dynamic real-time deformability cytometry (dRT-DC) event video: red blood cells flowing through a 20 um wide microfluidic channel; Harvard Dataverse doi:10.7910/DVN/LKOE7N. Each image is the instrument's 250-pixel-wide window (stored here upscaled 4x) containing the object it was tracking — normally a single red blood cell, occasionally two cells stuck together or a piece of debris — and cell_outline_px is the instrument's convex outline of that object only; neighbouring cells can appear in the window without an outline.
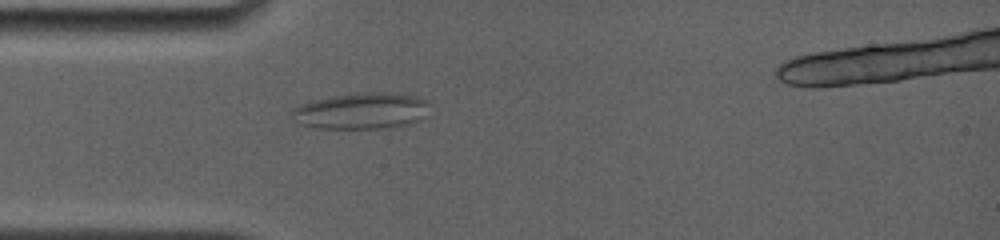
{"species": "common noctule bat (a hibernating species)", "species_latin": "Nyctalus noctula", "temperature_condition": "room temperature", "stored_images_in_passage": 2, "camera_frame_rate_fps": 4000, "um_per_image_px": 0.085, "animal": {"sex": "female", "body_mass_g": 19.0, "forearm_length_mm": 56.7}, "frame": {"image": 1, "passage_image": 1, "time_ms": 0.0, "image_size_px": [1000, 240], "cell_outline_px": [[428, 104], [420, 116], [416, 120], [408, 124], [384, 128], [320, 128], [300, 124], [292, 120], [288, 116], [288, 112], [292, 108], [300, 104], [312, 100], [332, 96], [356, 92], [384, 92], [416, 96], [428, 100]], "centroid_in_image_um": [30.58, 9.41], "position_along_channel_um": 54.4, "area_um2": 29.07}}